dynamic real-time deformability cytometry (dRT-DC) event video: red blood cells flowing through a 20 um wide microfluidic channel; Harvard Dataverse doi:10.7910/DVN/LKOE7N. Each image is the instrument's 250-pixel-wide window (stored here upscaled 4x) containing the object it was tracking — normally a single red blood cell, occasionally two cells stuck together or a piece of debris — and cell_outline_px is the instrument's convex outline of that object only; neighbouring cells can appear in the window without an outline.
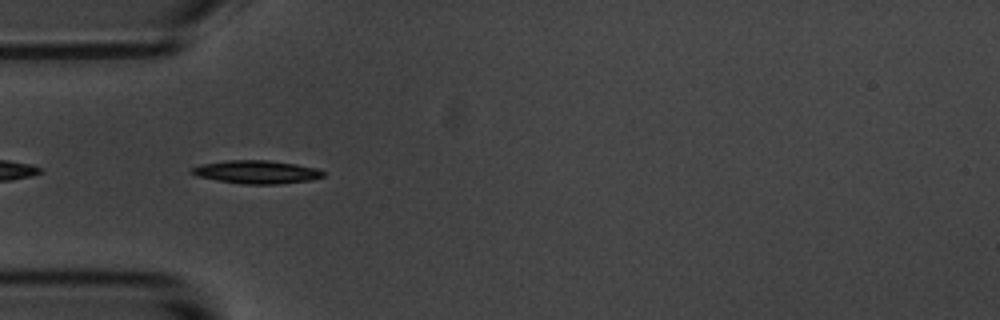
{"species": "common noctule bat (a hibernating species)", "species_latin": "Nyctalus noctula", "temperature_condition": "room temperature", "stored_images_in_passage": 6, "camera_frame_rate_fps": 3000, "um_per_image_px": 0.085, "animal": {"sex": "male", "body_mass_g": 20.1, "forearm_length_mm": 53.5}, "frame": {"image": 1, "passage_image": 5, "time_ms": 4.667, "image_size_px": [1000, 320], "cell_outline_px": [[324, 176], [312, 180], [280, 184], [244, 184], [196, 176], [188, 172], [192, 168], [200, 164], [228, 160], [268, 160], [296, 164], [320, 168], [324, 172]], "centroid_in_image_um": [21.84, 14.61], "position_along_channel_um": 63.2, "area_um2": 17.86}}
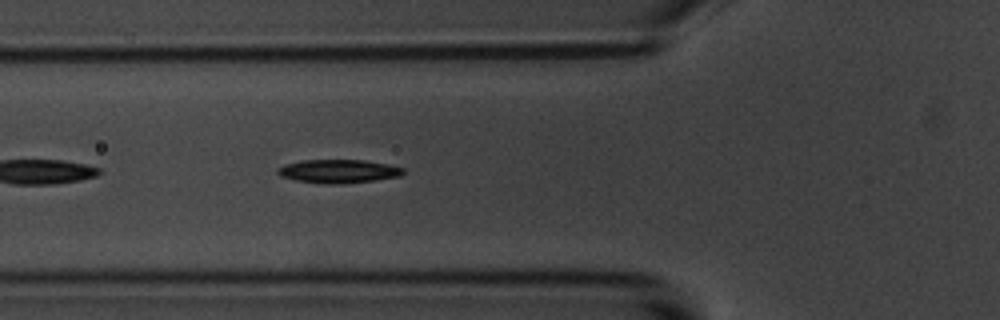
{"frame": {"image": 2, "passage_image": 6, "time_ms": 5.667, "image_size_px": [1000, 320], "cell_outline_px": [[404, 172], [400, 176], [376, 180], [332, 184], [328, 184], [296, 180], [280, 176], [276, 172], [276, 168], [284, 164], [300, 160], [364, 160], [388, 164], [404, 168]], "centroid_in_image_um": [28.73, 14.54], "position_along_channel_um": 97.1, "area_um2": 17.17}}